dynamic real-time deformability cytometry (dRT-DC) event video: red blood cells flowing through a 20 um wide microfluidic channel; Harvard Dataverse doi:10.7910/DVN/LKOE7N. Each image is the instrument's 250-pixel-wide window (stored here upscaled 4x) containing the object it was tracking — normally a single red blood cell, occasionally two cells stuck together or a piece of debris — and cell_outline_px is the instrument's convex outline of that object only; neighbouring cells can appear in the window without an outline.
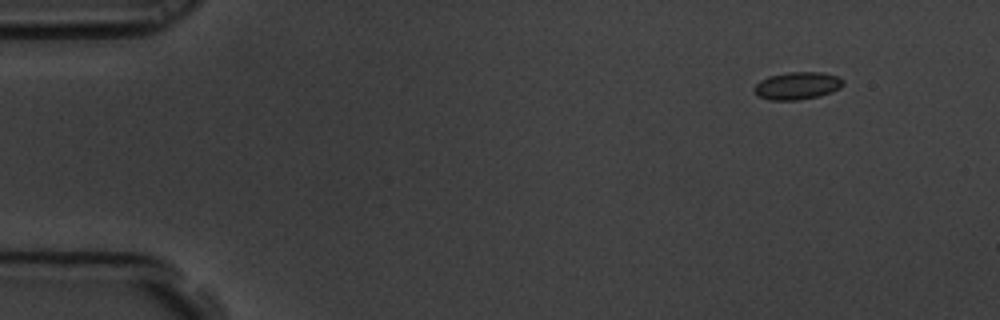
{"species": "common noctule bat (a hibernating species)", "species_latin": "Nyctalus noctula", "temperature_condition": "room temperature", "stored_images_in_passage": 53, "camera_frame_rate_fps": 3000, "um_per_image_px": 0.085, "animal": {"sex": "male", "body_mass_g": 19.5, "forearm_length_mm": 54.6}, "frame": {"image": 1, "passage_image": 1, "time_ms": 0.0, "image_size_px": [1000, 320], "cell_outline_px": [[844, 84], [840, 88], [832, 92], [820, 96], [800, 100], [768, 100], [756, 96], [752, 88], [760, 80], [768, 76], [788, 72], [820, 72], [836, 76], [844, 80]], "centroid_in_image_um": [67.73, 7.3], "position_along_channel_um": 17.3, "area_um2": 14.51}}
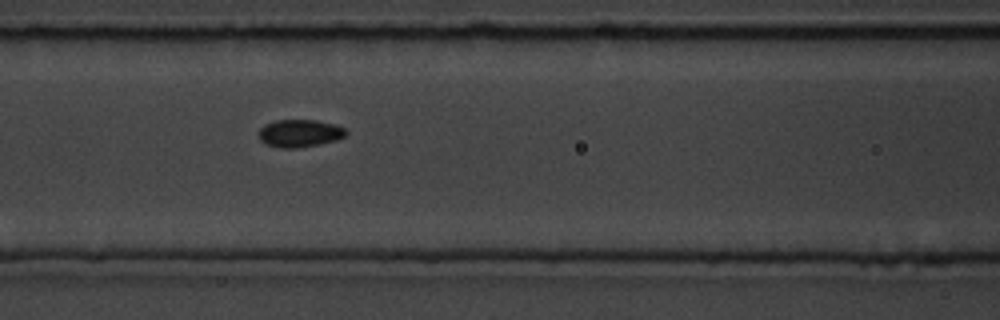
{"frame": {"image": 2, "passage_image": 20, "time_ms": 6.333, "image_size_px": [1000, 320], "cell_outline_px": [[348, 132], [344, 136], [336, 140], [296, 148], [280, 148], [264, 144], [260, 140], [260, 128], [264, 124], [276, 120], [316, 120], [336, 124], [344, 128]], "centroid_in_image_um": [25.46, 11.32], "position_along_channel_um": 141.1, "area_um2": 13.99}}
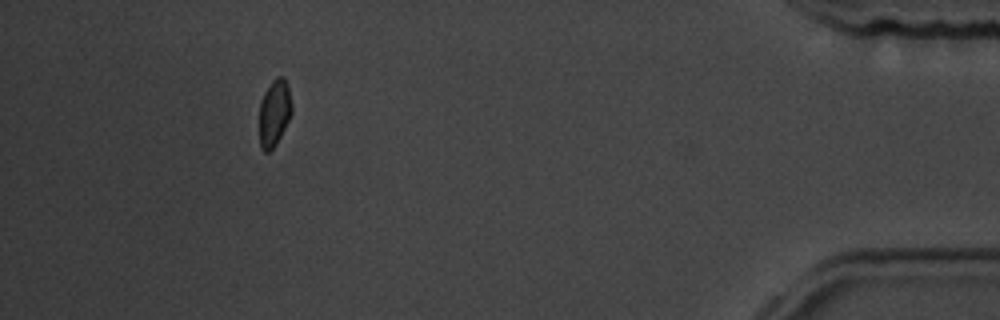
{"frame": {"image": 3, "passage_image": 48, "time_ms": 15.667, "image_size_px": [1000, 320], "cell_outline_px": [[292, 112], [276, 144], [268, 152], [264, 152], [260, 148], [260, 100], [264, 92], [272, 80], [276, 76], [284, 76], [288, 84], [292, 104]], "centroid_in_image_um": [23.32, 9.54], "position_along_channel_um": 411.9, "area_um2": 12.66}, "authors_computed_cell_mechanics": {"area_um2": 13.6408, "velocity_mm_per_s": 3.5484, "shape_relaxation_time_tau1_ms": 3.3364, "shape_relaxation_time_tau2_ms": 2.1952, "deformation_change_tau1": 0.0461, "deformation_change_tau2": 0.045}}